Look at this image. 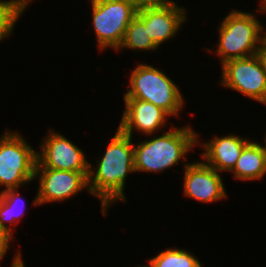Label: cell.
Returning a JSON list of instances; mask_svg holds the SVG:
<instances>
[{
  "instance_id": "1",
  "label": "cell",
  "mask_w": 266,
  "mask_h": 267,
  "mask_svg": "<svg viewBox=\"0 0 266 267\" xmlns=\"http://www.w3.org/2000/svg\"><path fill=\"white\" fill-rule=\"evenodd\" d=\"M132 137L118 127L101 160H96V170L90 162L88 175L89 194L100 200L102 215L114 203L126 202L124 193L128 174L134 170V144ZM109 207V208H108Z\"/></svg>"
},
{
  "instance_id": "2",
  "label": "cell",
  "mask_w": 266,
  "mask_h": 267,
  "mask_svg": "<svg viewBox=\"0 0 266 267\" xmlns=\"http://www.w3.org/2000/svg\"><path fill=\"white\" fill-rule=\"evenodd\" d=\"M192 128L170 126L161 136L134 144L135 173L164 172L180 161L188 163L185 156L198 146L199 135Z\"/></svg>"
},
{
  "instance_id": "3",
  "label": "cell",
  "mask_w": 266,
  "mask_h": 267,
  "mask_svg": "<svg viewBox=\"0 0 266 267\" xmlns=\"http://www.w3.org/2000/svg\"><path fill=\"white\" fill-rule=\"evenodd\" d=\"M220 23L216 53L221 65L260 53L266 29L255 14L233 9Z\"/></svg>"
},
{
  "instance_id": "4",
  "label": "cell",
  "mask_w": 266,
  "mask_h": 267,
  "mask_svg": "<svg viewBox=\"0 0 266 267\" xmlns=\"http://www.w3.org/2000/svg\"><path fill=\"white\" fill-rule=\"evenodd\" d=\"M179 86L164 71L147 64H137L129 77L124 99L150 102L166 111L171 117H179L185 99Z\"/></svg>"
},
{
  "instance_id": "5",
  "label": "cell",
  "mask_w": 266,
  "mask_h": 267,
  "mask_svg": "<svg viewBox=\"0 0 266 267\" xmlns=\"http://www.w3.org/2000/svg\"><path fill=\"white\" fill-rule=\"evenodd\" d=\"M37 151L18 132L5 130L0 135V186L19 189L35 179Z\"/></svg>"
},
{
  "instance_id": "6",
  "label": "cell",
  "mask_w": 266,
  "mask_h": 267,
  "mask_svg": "<svg viewBox=\"0 0 266 267\" xmlns=\"http://www.w3.org/2000/svg\"><path fill=\"white\" fill-rule=\"evenodd\" d=\"M92 24L99 51L110 48L118 51L126 29L138 9L125 0H90Z\"/></svg>"
},
{
  "instance_id": "7",
  "label": "cell",
  "mask_w": 266,
  "mask_h": 267,
  "mask_svg": "<svg viewBox=\"0 0 266 267\" xmlns=\"http://www.w3.org/2000/svg\"><path fill=\"white\" fill-rule=\"evenodd\" d=\"M220 84L266 106V65L261 54L222 64Z\"/></svg>"
},
{
  "instance_id": "8",
  "label": "cell",
  "mask_w": 266,
  "mask_h": 267,
  "mask_svg": "<svg viewBox=\"0 0 266 267\" xmlns=\"http://www.w3.org/2000/svg\"><path fill=\"white\" fill-rule=\"evenodd\" d=\"M89 172H75L50 168H35V180L39 177L34 206L66 201L84 189L88 190Z\"/></svg>"
},
{
  "instance_id": "9",
  "label": "cell",
  "mask_w": 266,
  "mask_h": 267,
  "mask_svg": "<svg viewBox=\"0 0 266 267\" xmlns=\"http://www.w3.org/2000/svg\"><path fill=\"white\" fill-rule=\"evenodd\" d=\"M49 130L37 151L36 168L89 172L90 162L82 149L53 128Z\"/></svg>"
},
{
  "instance_id": "10",
  "label": "cell",
  "mask_w": 266,
  "mask_h": 267,
  "mask_svg": "<svg viewBox=\"0 0 266 267\" xmlns=\"http://www.w3.org/2000/svg\"><path fill=\"white\" fill-rule=\"evenodd\" d=\"M186 13L185 7L168 0L140 8L136 16L148 27L151 39L159 47L178 34L187 19Z\"/></svg>"
},
{
  "instance_id": "11",
  "label": "cell",
  "mask_w": 266,
  "mask_h": 267,
  "mask_svg": "<svg viewBox=\"0 0 266 267\" xmlns=\"http://www.w3.org/2000/svg\"><path fill=\"white\" fill-rule=\"evenodd\" d=\"M183 194L198 202L213 203L227 198L220 172L203 160L184 164Z\"/></svg>"
},
{
  "instance_id": "12",
  "label": "cell",
  "mask_w": 266,
  "mask_h": 267,
  "mask_svg": "<svg viewBox=\"0 0 266 267\" xmlns=\"http://www.w3.org/2000/svg\"><path fill=\"white\" fill-rule=\"evenodd\" d=\"M124 111L118 128L133 138L138 131L146 136H152L164 128L170 115L150 102L139 99H123ZM135 129V131H133Z\"/></svg>"
},
{
  "instance_id": "13",
  "label": "cell",
  "mask_w": 266,
  "mask_h": 267,
  "mask_svg": "<svg viewBox=\"0 0 266 267\" xmlns=\"http://www.w3.org/2000/svg\"><path fill=\"white\" fill-rule=\"evenodd\" d=\"M198 137V144L203 149L202 160L216 171L231 172L240 157L243 148L250 142L236 134L227 136H213L208 142L201 143ZM201 143V144H199Z\"/></svg>"
},
{
  "instance_id": "14",
  "label": "cell",
  "mask_w": 266,
  "mask_h": 267,
  "mask_svg": "<svg viewBox=\"0 0 266 267\" xmlns=\"http://www.w3.org/2000/svg\"><path fill=\"white\" fill-rule=\"evenodd\" d=\"M233 178L241 181H255L266 175V159L260 144L250 141L242 150L233 170Z\"/></svg>"
},
{
  "instance_id": "15",
  "label": "cell",
  "mask_w": 266,
  "mask_h": 267,
  "mask_svg": "<svg viewBox=\"0 0 266 267\" xmlns=\"http://www.w3.org/2000/svg\"><path fill=\"white\" fill-rule=\"evenodd\" d=\"M25 202L18 189L0 192V226L13 238V224L20 221L24 214ZM7 222L9 225H7Z\"/></svg>"
},
{
  "instance_id": "16",
  "label": "cell",
  "mask_w": 266,
  "mask_h": 267,
  "mask_svg": "<svg viewBox=\"0 0 266 267\" xmlns=\"http://www.w3.org/2000/svg\"><path fill=\"white\" fill-rule=\"evenodd\" d=\"M155 51L159 47L153 42L148 32V27L136 16L126 29L122 44L118 50L123 49Z\"/></svg>"
},
{
  "instance_id": "17",
  "label": "cell",
  "mask_w": 266,
  "mask_h": 267,
  "mask_svg": "<svg viewBox=\"0 0 266 267\" xmlns=\"http://www.w3.org/2000/svg\"><path fill=\"white\" fill-rule=\"evenodd\" d=\"M167 248L148 259L147 267H203L200 261L186 249Z\"/></svg>"
},
{
  "instance_id": "18",
  "label": "cell",
  "mask_w": 266,
  "mask_h": 267,
  "mask_svg": "<svg viewBox=\"0 0 266 267\" xmlns=\"http://www.w3.org/2000/svg\"><path fill=\"white\" fill-rule=\"evenodd\" d=\"M25 10L26 8L17 0H0V42L12 35L18 19Z\"/></svg>"
},
{
  "instance_id": "19",
  "label": "cell",
  "mask_w": 266,
  "mask_h": 267,
  "mask_svg": "<svg viewBox=\"0 0 266 267\" xmlns=\"http://www.w3.org/2000/svg\"><path fill=\"white\" fill-rule=\"evenodd\" d=\"M13 238L0 226V259L4 260L5 255L9 251V243Z\"/></svg>"
},
{
  "instance_id": "20",
  "label": "cell",
  "mask_w": 266,
  "mask_h": 267,
  "mask_svg": "<svg viewBox=\"0 0 266 267\" xmlns=\"http://www.w3.org/2000/svg\"><path fill=\"white\" fill-rule=\"evenodd\" d=\"M125 1L133 4L137 9H140L143 7L153 6L168 0H125Z\"/></svg>"
},
{
  "instance_id": "21",
  "label": "cell",
  "mask_w": 266,
  "mask_h": 267,
  "mask_svg": "<svg viewBox=\"0 0 266 267\" xmlns=\"http://www.w3.org/2000/svg\"><path fill=\"white\" fill-rule=\"evenodd\" d=\"M22 253H20V250L17 251L15 256L13 257V261L11 263V267H26L24 264V261L22 260Z\"/></svg>"
},
{
  "instance_id": "22",
  "label": "cell",
  "mask_w": 266,
  "mask_h": 267,
  "mask_svg": "<svg viewBox=\"0 0 266 267\" xmlns=\"http://www.w3.org/2000/svg\"><path fill=\"white\" fill-rule=\"evenodd\" d=\"M260 54L265 62V65H266V34L264 36V39H263V42H262V47H261V50H260Z\"/></svg>"
},
{
  "instance_id": "23",
  "label": "cell",
  "mask_w": 266,
  "mask_h": 267,
  "mask_svg": "<svg viewBox=\"0 0 266 267\" xmlns=\"http://www.w3.org/2000/svg\"><path fill=\"white\" fill-rule=\"evenodd\" d=\"M257 11L259 10L261 13H266V0H261V4L259 5Z\"/></svg>"
},
{
  "instance_id": "24",
  "label": "cell",
  "mask_w": 266,
  "mask_h": 267,
  "mask_svg": "<svg viewBox=\"0 0 266 267\" xmlns=\"http://www.w3.org/2000/svg\"><path fill=\"white\" fill-rule=\"evenodd\" d=\"M264 145H262L261 143H259L260 144V146H261V148H262V150H263V153H264V155H265V159H266V134H265V138H264Z\"/></svg>"
},
{
  "instance_id": "25",
  "label": "cell",
  "mask_w": 266,
  "mask_h": 267,
  "mask_svg": "<svg viewBox=\"0 0 266 267\" xmlns=\"http://www.w3.org/2000/svg\"><path fill=\"white\" fill-rule=\"evenodd\" d=\"M33 0H24V7L27 8Z\"/></svg>"
},
{
  "instance_id": "26",
  "label": "cell",
  "mask_w": 266,
  "mask_h": 267,
  "mask_svg": "<svg viewBox=\"0 0 266 267\" xmlns=\"http://www.w3.org/2000/svg\"><path fill=\"white\" fill-rule=\"evenodd\" d=\"M22 6H24V0H17Z\"/></svg>"
},
{
  "instance_id": "27",
  "label": "cell",
  "mask_w": 266,
  "mask_h": 267,
  "mask_svg": "<svg viewBox=\"0 0 266 267\" xmlns=\"http://www.w3.org/2000/svg\"><path fill=\"white\" fill-rule=\"evenodd\" d=\"M135 267H147V266H146V265H143V266H142V265H141V266H138V265H137V266H135Z\"/></svg>"
}]
</instances>
